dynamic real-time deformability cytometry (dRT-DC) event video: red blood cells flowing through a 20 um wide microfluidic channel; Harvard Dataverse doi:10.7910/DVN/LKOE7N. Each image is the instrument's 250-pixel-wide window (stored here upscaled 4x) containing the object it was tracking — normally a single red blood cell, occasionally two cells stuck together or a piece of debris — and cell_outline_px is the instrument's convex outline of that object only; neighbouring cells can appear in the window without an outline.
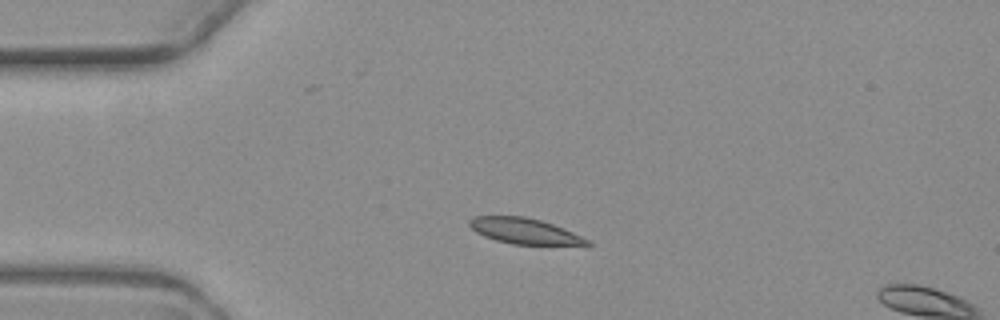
{"species": "common noctule bat (a hibernating species)", "species_latin": "Nyctalus noctula", "temperature_condition": "warm", "stored_images_in_passage": 2, "camera_frame_rate_fps": 3000, "um_per_image_px": 0.085, "animal": {"sex": "female", "body_mass_g": 19.3, "forearm_length_mm": 54.1}, "frame": {"image": 1, "passage_image": 1, "time_ms": 0.0, "image_size_px": [1000, 320], "cell_outline_px": [[592, 244], [588, 248], [512, 244], [496, 240], [484, 236], [476, 232], [468, 224], [468, 220], [476, 216], [524, 216], [540, 220], [552, 224], [572, 232], [588, 240]], "centroid_in_image_um": [44.72, 19.7], "position_along_channel_um": 40.3, "area_um2": 18.32}}